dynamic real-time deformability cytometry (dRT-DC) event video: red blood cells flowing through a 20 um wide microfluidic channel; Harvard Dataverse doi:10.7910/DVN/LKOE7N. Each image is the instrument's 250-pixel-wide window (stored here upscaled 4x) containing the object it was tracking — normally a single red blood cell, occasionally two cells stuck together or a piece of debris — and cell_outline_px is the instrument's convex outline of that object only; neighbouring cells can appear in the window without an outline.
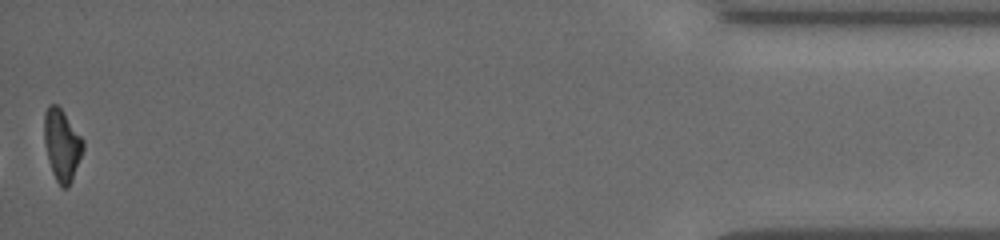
{"species": "common noctule bat (a hibernating species)", "species_latin": "Nyctalus noctula", "temperature_condition": "cold", "stored_images_in_passage": 35, "camera_frame_rate_fps": 3000, "um_per_image_px": 0.085, "animal": {"sex": "female", "body_mass_g": 19.5, "forearm_length_mm": 54.1}, "frame": {"image": 1, "passage_image": 35, "time_ms": 11.333, "image_size_px": [1000, 240], "cell_outline_px": [[84, 148], [72, 180], [68, 188], [60, 188], [52, 172], [44, 140], [44, 112], [48, 104], [56, 104], [60, 108], [84, 140]], "centroid_in_image_um": [5.26, 12.33], "position_along_channel_um": 429.9, "area_um2": 16.13}, "authors_computed_cell_mechanics": {"area_um2": 17.2244, "velocity_mm_per_s": 3.8238, "shape_relaxation_time_tau1_ms": 3.3159, "shape_relaxation_time_tau2_ms": 9.0428, "deformation_change_tau1": 0.1281, "deformation_change_tau2": 0.1529}}